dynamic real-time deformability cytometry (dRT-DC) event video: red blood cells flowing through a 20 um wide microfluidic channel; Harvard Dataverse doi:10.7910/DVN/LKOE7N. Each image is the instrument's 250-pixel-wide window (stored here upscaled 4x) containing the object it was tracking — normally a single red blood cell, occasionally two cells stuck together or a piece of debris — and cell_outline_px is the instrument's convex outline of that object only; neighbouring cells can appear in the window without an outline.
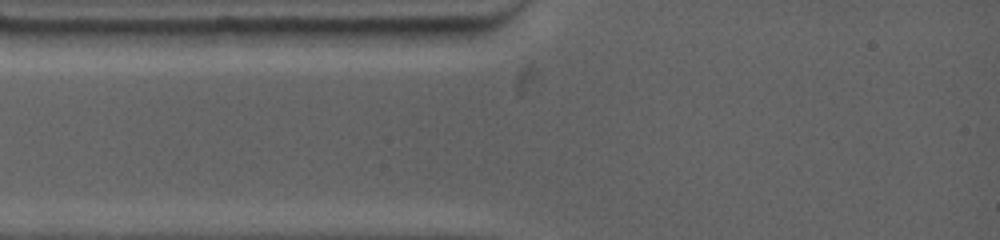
{"species": "common noctule bat (a hibernating species)", "species_latin": "Nyctalus noctula", "temperature_condition": "warm", "stored_images_in_passage": 1, "camera_frame_rate_fps": 4500, "um_per_image_px": 0.085, "animal": {"sex": "female", "body_mass_g": 19.0, "forearm_length_mm": 53.3}, "frame": {"image": 1, "passage_image": 1, "time_ms": 0.0, "image_size_px": [1000, 240], "cell_outline_px": [[472, 36], [460, 44], [416, 48], [360, 48], [348, 28], [472, 28]], "centroid_in_image_um": [34.79, 3.16], "position_along_channel_um": 50.2, "area_um2": 15.72}}